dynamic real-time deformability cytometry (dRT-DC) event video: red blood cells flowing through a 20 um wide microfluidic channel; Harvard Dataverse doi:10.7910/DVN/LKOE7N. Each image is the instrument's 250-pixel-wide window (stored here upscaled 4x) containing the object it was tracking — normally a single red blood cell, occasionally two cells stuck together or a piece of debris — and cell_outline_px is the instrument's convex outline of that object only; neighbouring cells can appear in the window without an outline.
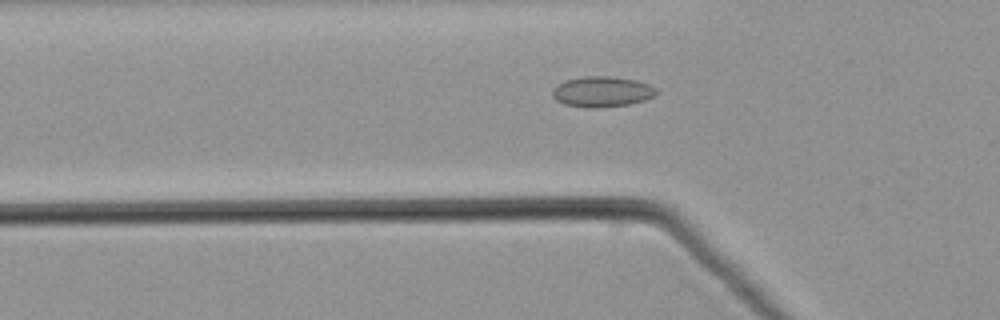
{"species": "common noctule bat (a hibernating species)", "species_latin": "Nyctalus noctula", "temperature_condition": "warm", "stored_images_in_passage": 54, "camera_frame_rate_fps": 3000, "um_per_image_px": 0.085, "animal": {"sex": "male", "body_mass_g": 21.5, "forearm_length_mm": 52.0}, "frame": {"image": 1, "passage_image": 18, "time_ms": 5.667, "image_size_px": [1000, 320], "cell_outline_px": [[656, 92], [652, 96], [644, 100], [628, 104], [596, 108], [584, 108], [564, 104], [556, 100], [552, 96], [552, 88], [564, 80], [584, 76], [612, 76], [636, 80], [648, 84], [656, 88]], "centroid_in_image_um": [51.11, 7.79], "position_along_channel_um": 74.7, "area_um2": 18.55}}
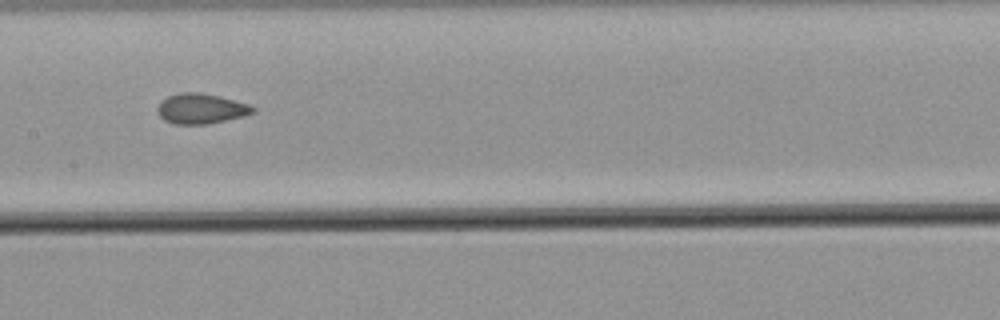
{"frame": {"image": 2, "passage_image": 27, "time_ms": 8.667, "image_size_px": [1000, 320], "cell_outline_px": [[256, 112], [244, 116], [208, 124], [176, 124], [164, 120], [156, 112], [156, 108], [160, 100], [168, 96], [180, 92], [196, 92], [220, 96], [248, 104], [256, 108]], "centroid_in_image_um": [17.07, 9.23], "position_along_channel_um": 190.3, "area_um2": 16.94}}
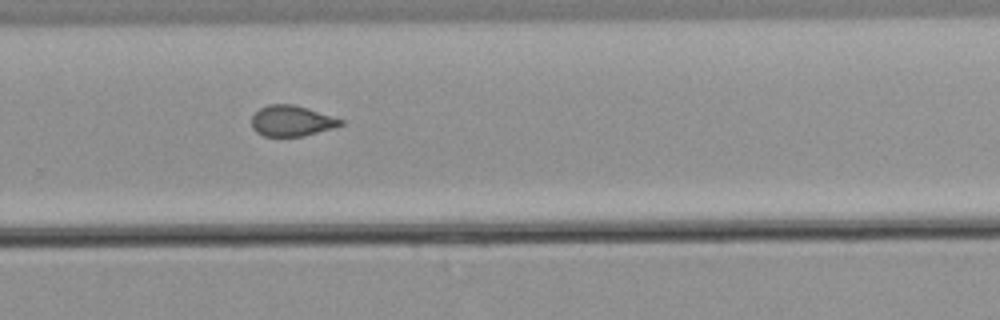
{"frame": {"image": 3, "passage_image": 36, "time_ms": 11.667, "image_size_px": [1000, 320], "cell_outline_px": [[344, 124], [332, 128], [304, 136], [264, 136], [256, 132], [252, 128], [252, 116], [260, 108], [268, 104], [292, 104], [308, 108], [344, 120]], "centroid_in_image_um": [24.78, 10.27], "position_along_channel_um": 305.0, "area_um2": 15.9}}